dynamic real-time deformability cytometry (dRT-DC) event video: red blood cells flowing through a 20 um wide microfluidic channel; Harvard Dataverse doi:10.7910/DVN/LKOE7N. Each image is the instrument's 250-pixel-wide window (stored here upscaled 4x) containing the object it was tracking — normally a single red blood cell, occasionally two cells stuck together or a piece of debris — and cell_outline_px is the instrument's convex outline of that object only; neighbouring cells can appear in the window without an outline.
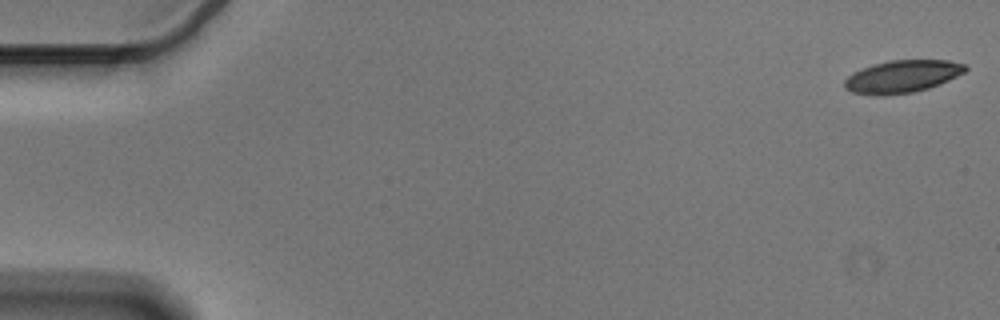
{"species": "Egyptian fruit bat (a non-hibernating species)", "species_latin": "Rousettus aegyptiacus", "temperature_condition": "cold", "stored_images_in_passage": 56, "camera_frame_rate_fps": 3000, "um_per_image_px": 0.085, "animal": {"sex": "male"}, "frame": {"image": 1, "passage_image": 1, "time_ms": 0.0, "image_size_px": [1000, 320], "cell_outline_px": [[968, 68], [964, 72], [948, 80], [928, 88], [912, 92], [884, 96], [880, 96], [852, 92], [844, 88], [844, 80], [852, 72], [872, 64], [888, 60], [948, 60], [964, 64]], "centroid_in_image_um": [76.64, 6.5], "position_along_channel_um": 8.4, "area_um2": 22.89}}
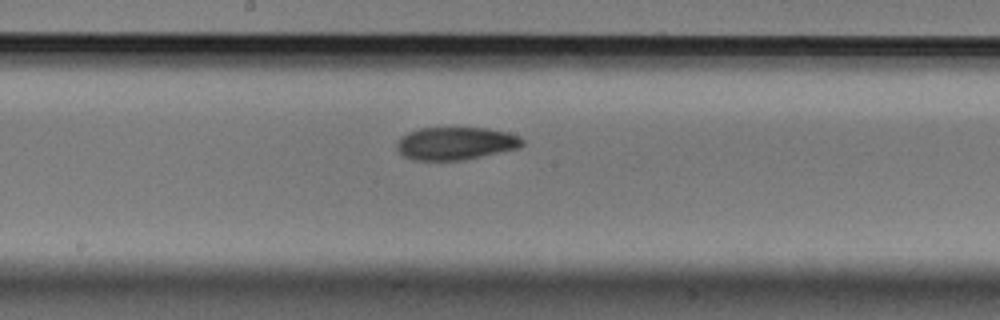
{"frame": {"image": 2, "passage_image": 30, "time_ms": 9.667, "image_size_px": [1000, 320], "cell_outline_px": [[524, 144], [520, 148], [464, 160], [412, 160], [404, 156], [396, 148], [396, 144], [408, 132], [420, 128], [488, 128], [508, 132], [520, 136], [524, 140]], "centroid_in_image_um": [38.78, 12.19], "position_along_channel_um": 209.4, "area_um2": 24.04}}
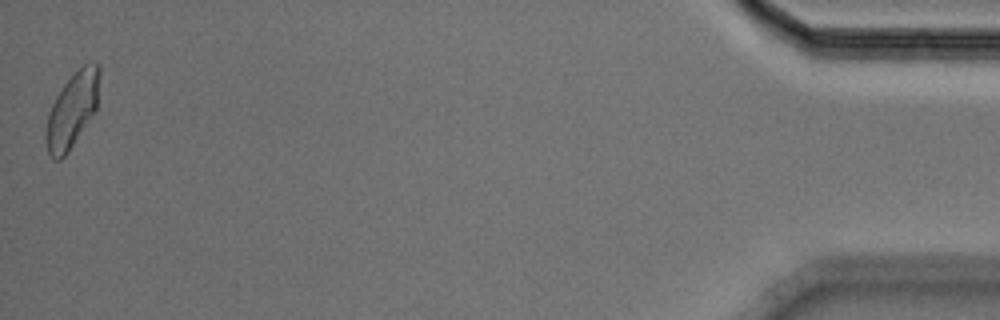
{"frame": {"image": 3, "passage_image": 56, "time_ms": 18.333, "image_size_px": [1000, 320], "cell_outline_px": [[100, 72], [96, 112], [68, 152], [60, 160], [52, 160], [48, 152], [44, 136], [44, 132], [48, 112], [56, 96], [64, 84], [88, 60], [96, 60], [100, 64]], "centroid_in_image_um": [6.15, 9.35], "position_along_channel_um": 429.1, "area_um2": 23.81}, "authors_computed_cell_mechanics": {"area_um2": 23.7847, "velocity_mm_per_s": 3.5667, "shape_relaxation_time_tau1_ms": 6.7095, "shape_relaxation_time_tau2_ms": 4.0612, "deformation_change_tau1": 0.1727, "deformation_change_tau2": 0.0853}}